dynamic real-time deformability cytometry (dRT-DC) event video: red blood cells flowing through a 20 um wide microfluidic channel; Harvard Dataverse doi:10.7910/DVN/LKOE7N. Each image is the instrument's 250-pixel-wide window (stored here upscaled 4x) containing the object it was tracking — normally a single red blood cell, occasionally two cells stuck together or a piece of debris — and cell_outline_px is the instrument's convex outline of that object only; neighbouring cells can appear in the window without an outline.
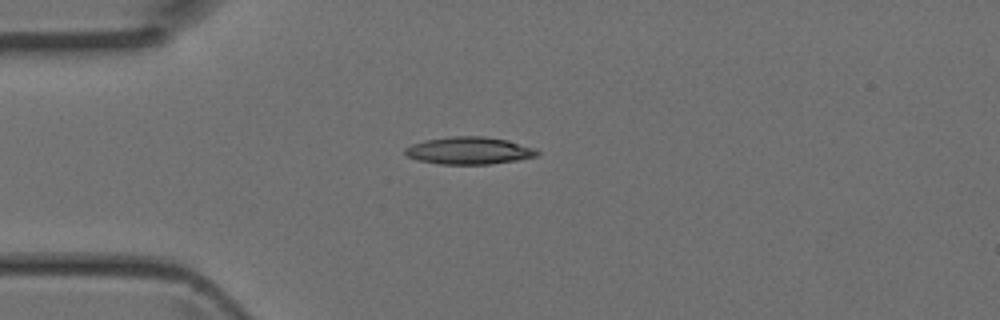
{"species": "Egyptian fruit bat (a non-hibernating species)", "species_latin": "Rousettus aegyptiacus", "temperature_condition": "room temperature", "stored_images_in_passage": 5, "camera_frame_rate_fps": 3000, "um_per_image_px": 0.085, "animal": {"sex": "female"}, "frame": {"image": 1, "passage_image": 3, "time_ms": 0.667, "image_size_px": [1000, 320], "cell_outline_px": [[540, 152], [536, 156], [520, 160], [488, 164], [440, 164], [416, 160], [408, 156], [404, 152], [404, 148], [412, 144], [424, 140], [448, 136], [484, 136], [508, 140], [536, 148]], "centroid_in_image_um": [39.88, 12.8], "position_along_channel_um": 45.1, "area_um2": 21.27}}
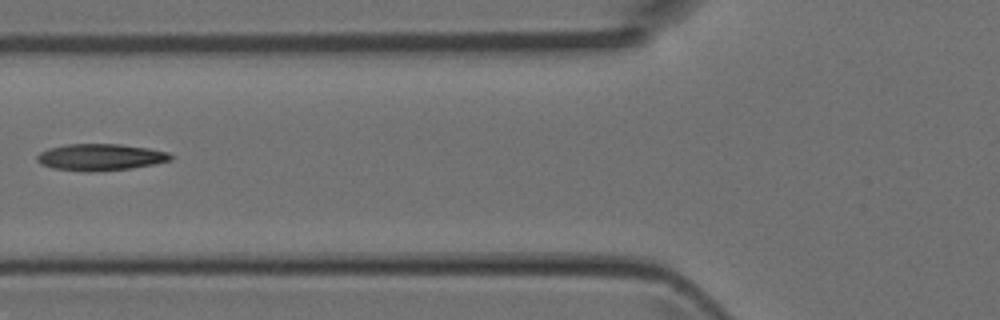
{"frame": {"image": 2, "passage_image": 5, "time_ms": 1.333, "image_size_px": [1000, 320], "cell_outline_px": [[176, 156], [172, 160], [132, 168], [92, 172], [88, 172], [52, 168], [40, 164], [36, 160], [36, 156], [40, 152], [48, 148], [64, 144], [120, 144], [148, 148], [168, 152]], "centroid_in_image_um": [8.52, 13.36], "position_along_channel_um": 117.3, "area_um2": 20.98}}